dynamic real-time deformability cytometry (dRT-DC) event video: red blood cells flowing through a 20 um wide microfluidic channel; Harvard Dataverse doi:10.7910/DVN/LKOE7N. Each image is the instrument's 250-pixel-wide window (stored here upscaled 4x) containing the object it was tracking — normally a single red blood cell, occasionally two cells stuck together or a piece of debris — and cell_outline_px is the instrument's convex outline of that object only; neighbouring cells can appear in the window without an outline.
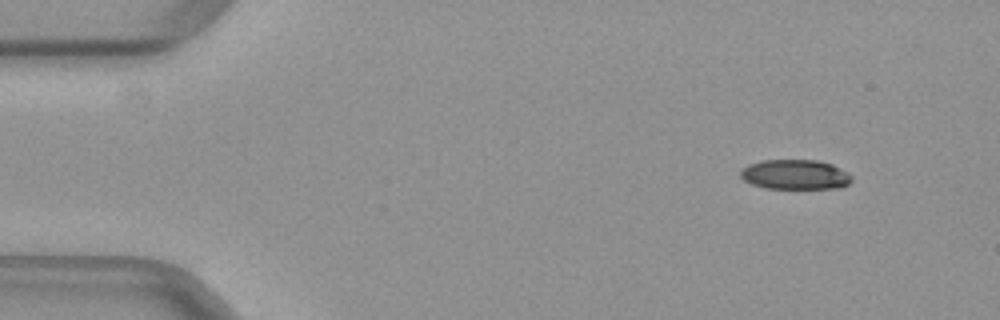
{"species": "common noctule bat (a hibernating species)", "species_latin": "Nyctalus noctula", "temperature_condition": "warm", "stored_images_in_passage": 46, "camera_frame_rate_fps": 3000, "um_per_image_px": 0.085, "animal": {"sex": "female", "body_mass_g": 29.2, "forearm_length_mm": 56.3}, "frame": {"image": 1, "passage_image": 1, "time_ms": 0.0, "image_size_px": [1000, 320], "cell_outline_px": [[852, 180], [848, 184], [840, 188], [764, 188], [752, 184], [744, 180], [740, 176], [740, 172], [748, 164], [760, 160], [816, 160], [832, 164], [848, 172], [852, 176]], "centroid_in_image_um": [67.6, 14.83], "position_along_channel_um": 17.4, "area_um2": 19.36}}
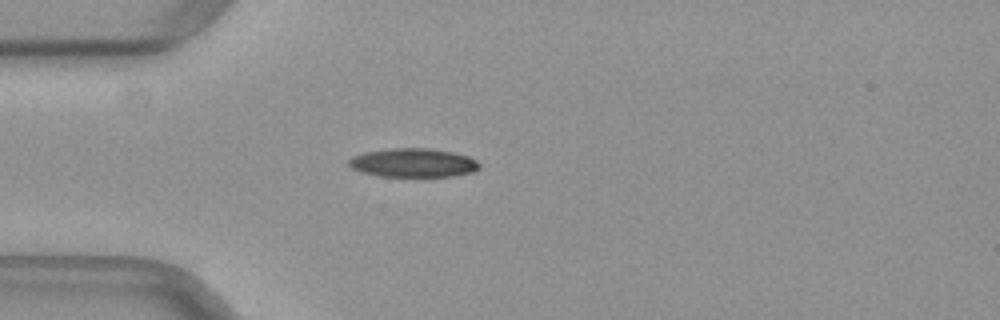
{"frame": {"image": 2, "passage_image": 10, "time_ms": 3.0, "image_size_px": [1000, 320], "cell_outline_px": [[480, 168], [476, 172], [452, 176], [380, 176], [360, 172], [352, 168], [348, 164], [348, 160], [352, 156], [364, 152], [388, 148], [432, 148], [452, 152], [468, 156], [476, 160], [480, 164]], "centroid_in_image_um": [35.13, 13.83], "position_along_channel_um": 49.9, "area_um2": 22.14}}